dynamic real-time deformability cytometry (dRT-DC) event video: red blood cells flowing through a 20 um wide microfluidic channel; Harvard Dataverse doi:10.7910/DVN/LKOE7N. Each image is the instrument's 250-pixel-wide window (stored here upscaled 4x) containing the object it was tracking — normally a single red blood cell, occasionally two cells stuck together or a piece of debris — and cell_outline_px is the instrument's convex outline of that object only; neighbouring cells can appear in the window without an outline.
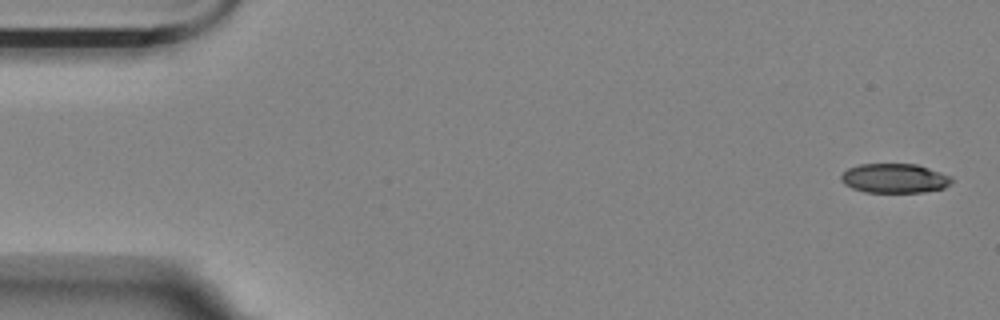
{"species": "Egyptian fruit bat (a non-hibernating species)", "species_latin": "Rousettus aegyptiacus", "temperature_condition": "room temperature", "stored_images_in_passage": 5, "camera_frame_rate_fps": 3000, "um_per_image_px": 0.085, "animal": {"sex": "female"}, "frame": {"image": 1, "passage_image": 1, "time_ms": 0.0, "image_size_px": [1000, 320], "cell_outline_px": [[956, 180], [952, 184], [944, 188], [924, 192], [864, 192], [852, 188], [844, 184], [840, 180], [840, 176], [848, 168], [860, 164], [916, 164], [952, 176]], "centroid_in_image_um": [76.07, 15.16], "position_along_channel_um": 8.9, "area_um2": 19.13}}